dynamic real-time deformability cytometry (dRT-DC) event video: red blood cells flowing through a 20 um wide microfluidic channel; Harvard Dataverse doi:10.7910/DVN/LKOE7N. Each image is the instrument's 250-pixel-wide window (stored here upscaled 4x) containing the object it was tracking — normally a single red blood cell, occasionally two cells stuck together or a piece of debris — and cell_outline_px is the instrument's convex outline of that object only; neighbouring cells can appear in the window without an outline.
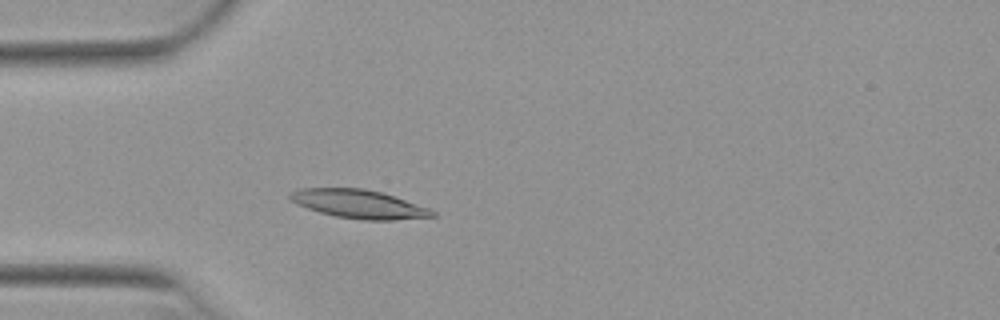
{"species": "Egyptian fruit bat (a non-hibernating species)", "species_latin": "Rousettus aegyptiacus", "temperature_condition": "warm", "stored_images_in_passage": 52, "camera_frame_rate_fps": 3000, "um_per_image_px": 0.085, "animal": {"sex": "female"}, "frame": {"image": 1, "passage_image": 15, "time_ms": 4.667, "image_size_px": [1000, 320], "cell_outline_px": [[436, 216], [392, 220], [360, 220], [336, 216], [320, 212], [296, 204], [288, 196], [288, 192], [300, 188], [364, 188], [380, 192], [428, 208], [436, 212]], "centroid_in_image_um": [30.45, 17.34], "position_along_channel_um": 54.5, "area_um2": 23.47}}
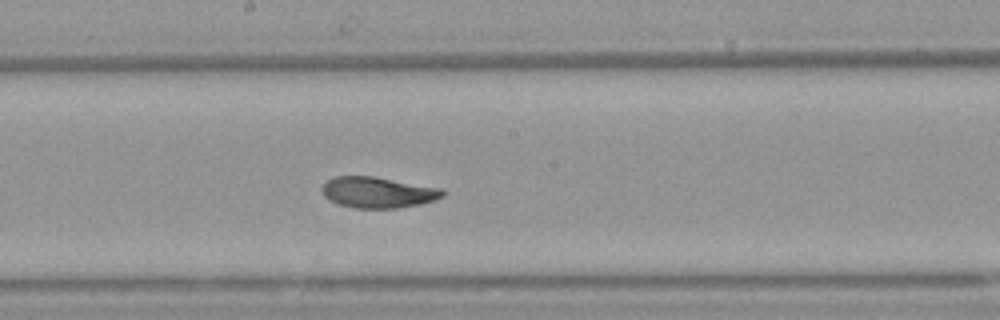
{"frame": {"image": 2, "passage_image": 28, "time_ms": 9.0, "image_size_px": [1000, 320], "cell_outline_px": [[444, 196], [420, 204], [400, 208], [352, 208], [336, 204], [328, 200], [324, 196], [324, 184], [332, 176], [372, 176], [444, 188]], "centroid_in_image_um": [32.13, 16.36], "position_along_channel_um": 216.1, "area_um2": 21.85}}
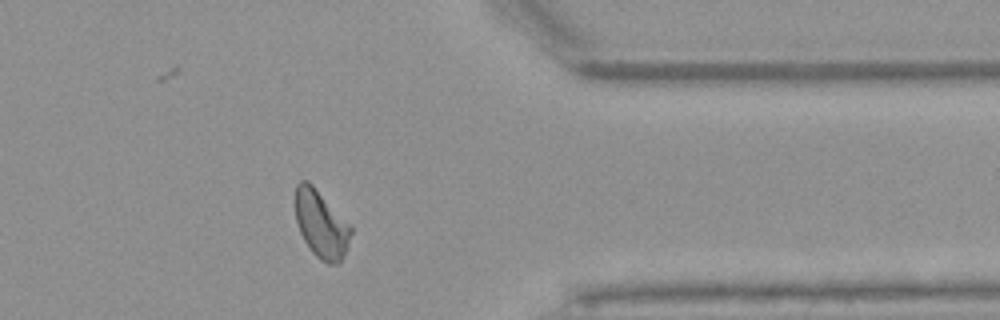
{"frame": {"image": 3, "passage_image": 42, "time_ms": 13.667, "image_size_px": [1000, 320], "cell_outline_px": [[352, 232], [340, 264], [328, 264], [320, 260], [312, 252], [304, 240], [300, 232], [296, 220], [296, 184], [300, 180], [308, 180], [312, 184], [352, 228]], "centroid_in_image_um": [27.28, 19.08], "position_along_channel_um": 384.1, "area_um2": 21.44}, "authors_computed_cell_mechanics": {"area_um2": 22.1952, "velocity_mm_per_s": 3.9035, "shape_relaxation_time_tau1_ms": 3.5753, "shape_relaxation_time_tau2_ms": 1.4583, "deformation_change_tau1": 0.1496, "deformation_change_tau2": 0.0749}}